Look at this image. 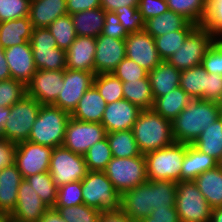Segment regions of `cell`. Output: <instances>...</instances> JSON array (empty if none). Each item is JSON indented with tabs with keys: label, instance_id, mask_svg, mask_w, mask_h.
<instances>
[{
	"label": "cell",
	"instance_id": "cell-4",
	"mask_svg": "<svg viewBox=\"0 0 222 222\" xmlns=\"http://www.w3.org/2000/svg\"><path fill=\"white\" fill-rule=\"evenodd\" d=\"M83 204L100 212L121 209L122 195L104 171H88L81 180Z\"/></svg>",
	"mask_w": 222,
	"mask_h": 222
},
{
	"label": "cell",
	"instance_id": "cell-63",
	"mask_svg": "<svg viewBox=\"0 0 222 222\" xmlns=\"http://www.w3.org/2000/svg\"><path fill=\"white\" fill-rule=\"evenodd\" d=\"M209 222H222V207L213 208Z\"/></svg>",
	"mask_w": 222,
	"mask_h": 222
},
{
	"label": "cell",
	"instance_id": "cell-58",
	"mask_svg": "<svg viewBox=\"0 0 222 222\" xmlns=\"http://www.w3.org/2000/svg\"><path fill=\"white\" fill-rule=\"evenodd\" d=\"M99 222H133L121 209L101 212Z\"/></svg>",
	"mask_w": 222,
	"mask_h": 222
},
{
	"label": "cell",
	"instance_id": "cell-52",
	"mask_svg": "<svg viewBox=\"0 0 222 222\" xmlns=\"http://www.w3.org/2000/svg\"><path fill=\"white\" fill-rule=\"evenodd\" d=\"M101 35L110 36L114 39H126L129 33L120 23V20L115 12L106 11L105 23Z\"/></svg>",
	"mask_w": 222,
	"mask_h": 222
},
{
	"label": "cell",
	"instance_id": "cell-62",
	"mask_svg": "<svg viewBox=\"0 0 222 222\" xmlns=\"http://www.w3.org/2000/svg\"><path fill=\"white\" fill-rule=\"evenodd\" d=\"M10 113V107L0 106V138L4 139V126L8 120V114Z\"/></svg>",
	"mask_w": 222,
	"mask_h": 222
},
{
	"label": "cell",
	"instance_id": "cell-25",
	"mask_svg": "<svg viewBox=\"0 0 222 222\" xmlns=\"http://www.w3.org/2000/svg\"><path fill=\"white\" fill-rule=\"evenodd\" d=\"M105 108V100L92 85L81 97L70 116L83 122L101 123Z\"/></svg>",
	"mask_w": 222,
	"mask_h": 222
},
{
	"label": "cell",
	"instance_id": "cell-24",
	"mask_svg": "<svg viewBox=\"0 0 222 222\" xmlns=\"http://www.w3.org/2000/svg\"><path fill=\"white\" fill-rule=\"evenodd\" d=\"M67 15L66 0H31L29 18L33 28H47L54 20Z\"/></svg>",
	"mask_w": 222,
	"mask_h": 222
},
{
	"label": "cell",
	"instance_id": "cell-51",
	"mask_svg": "<svg viewBox=\"0 0 222 222\" xmlns=\"http://www.w3.org/2000/svg\"><path fill=\"white\" fill-rule=\"evenodd\" d=\"M208 73L222 75V43L215 40L205 53L201 64Z\"/></svg>",
	"mask_w": 222,
	"mask_h": 222
},
{
	"label": "cell",
	"instance_id": "cell-10",
	"mask_svg": "<svg viewBox=\"0 0 222 222\" xmlns=\"http://www.w3.org/2000/svg\"><path fill=\"white\" fill-rule=\"evenodd\" d=\"M88 172L84 155L59 146L52 150L49 174L57 187L81 181Z\"/></svg>",
	"mask_w": 222,
	"mask_h": 222
},
{
	"label": "cell",
	"instance_id": "cell-60",
	"mask_svg": "<svg viewBox=\"0 0 222 222\" xmlns=\"http://www.w3.org/2000/svg\"><path fill=\"white\" fill-rule=\"evenodd\" d=\"M11 79V74L5 59L4 49L0 46V81Z\"/></svg>",
	"mask_w": 222,
	"mask_h": 222
},
{
	"label": "cell",
	"instance_id": "cell-18",
	"mask_svg": "<svg viewBox=\"0 0 222 222\" xmlns=\"http://www.w3.org/2000/svg\"><path fill=\"white\" fill-rule=\"evenodd\" d=\"M48 209L31 184L23 179L19 185L16 207L9 219L16 222H39Z\"/></svg>",
	"mask_w": 222,
	"mask_h": 222
},
{
	"label": "cell",
	"instance_id": "cell-42",
	"mask_svg": "<svg viewBox=\"0 0 222 222\" xmlns=\"http://www.w3.org/2000/svg\"><path fill=\"white\" fill-rule=\"evenodd\" d=\"M88 171H104L112 159V153L107 137L96 142L84 154Z\"/></svg>",
	"mask_w": 222,
	"mask_h": 222
},
{
	"label": "cell",
	"instance_id": "cell-6",
	"mask_svg": "<svg viewBox=\"0 0 222 222\" xmlns=\"http://www.w3.org/2000/svg\"><path fill=\"white\" fill-rule=\"evenodd\" d=\"M104 172L121 195L148 181L144 154L126 158L112 157Z\"/></svg>",
	"mask_w": 222,
	"mask_h": 222
},
{
	"label": "cell",
	"instance_id": "cell-19",
	"mask_svg": "<svg viewBox=\"0 0 222 222\" xmlns=\"http://www.w3.org/2000/svg\"><path fill=\"white\" fill-rule=\"evenodd\" d=\"M141 111L142 109L126 99L115 101L106 104L101 124L107 133L132 130Z\"/></svg>",
	"mask_w": 222,
	"mask_h": 222
},
{
	"label": "cell",
	"instance_id": "cell-59",
	"mask_svg": "<svg viewBox=\"0 0 222 222\" xmlns=\"http://www.w3.org/2000/svg\"><path fill=\"white\" fill-rule=\"evenodd\" d=\"M139 0H101V8L105 11L114 12L120 7H138Z\"/></svg>",
	"mask_w": 222,
	"mask_h": 222
},
{
	"label": "cell",
	"instance_id": "cell-7",
	"mask_svg": "<svg viewBox=\"0 0 222 222\" xmlns=\"http://www.w3.org/2000/svg\"><path fill=\"white\" fill-rule=\"evenodd\" d=\"M41 104L31 96H24L10 107L4 126V139L15 144L28 141Z\"/></svg>",
	"mask_w": 222,
	"mask_h": 222
},
{
	"label": "cell",
	"instance_id": "cell-20",
	"mask_svg": "<svg viewBox=\"0 0 222 222\" xmlns=\"http://www.w3.org/2000/svg\"><path fill=\"white\" fill-rule=\"evenodd\" d=\"M11 78L27 85L36 73L30 41L4 49Z\"/></svg>",
	"mask_w": 222,
	"mask_h": 222
},
{
	"label": "cell",
	"instance_id": "cell-47",
	"mask_svg": "<svg viewBox=\"0 0 222 222\" xmlns=\"http://www.w3.org/2000/svg\"><path fill=\"white\" fill-rule=\"evenodd\" d=\"M128 33L140 32L145 28V20L138 7L123 6L114 11Z\"/></svg>",
	"mask_w": 222,
	"mask_h": 222
},
{
	"label": "cell",
	"instance_id": "cell-41",
	"mask_svg": "<svg viewBox=\"0 0 222 222\" xmlns=\"http://www.w3.org/2000/svg\"><path fill=\"white\" fill-rule=\"evenodd\" d=\"M47 28L55 38L58 48L65 51L77 37L73 19L69 14L57 18Z\"/></svg>",
	"mask_w": 222,
	"mask_h": 222
},
{
	"label": "cell",
	"instance_id": "cell-29",
	"mask_svg": "<svg viewBox=\"0 0 222 222\" xmlns=\"http://www.w3.org/2000/svg\"><path fill=\"white\" fill-rule=\"evenodd\" d=\"M33 26L29 16L0 22V46L3 49L30 41Z\"/></svg>",
	"mask_w": 222,
	"mask_h": 222
},
{
	"label": "cell",
	"instance_id": "cell-44",
	"mask_svg": "<svg viewBox=\"0 0 222 222\" xmlns=\"http://www.w3.org/2000/svg\"><path fill=\"white\" fill-rule=\"evenodd\" d=\"M66 222H99L101 212L85 204L70 207H53Z\"/></svg>",
	"mask_w": 222,
	"mask_h": 222
},
{
	"label": "cell",
	"instance_id": "cell-17",
	"mask_svg": "<svg viewBox=\"0 0 222 222\" xmlns=\"http://www.w3.org/2000/svg\"><path fill=\"white\" fill-rule=\"evenodd\" d=\"M125 57V39H114L113 37L100 34L96 38L95 75L112 73Z\"/></svg>",
	"mask_w": 222,
	"mask_h": 222
},
{
	"label": "cell",
	"instance_id": "cell-46",
	"mask_svg": "<svg viewBox=\"0 0 222 222\" xmlns=\"http://www.w3.org/2000/svg\"><path fill=\"white\" fill-rule=\"evenodd\" d=\"M82 204L81 181L71 182L58 187L57 200L54 207H70Z\"/></svg>",
	"mask_w": 222,
	"mask_h": 222
},
{
	"label": "cell",
	"instance_id": "cell-66",
	"mask_svg": "<svg viewBox=\"0 0 222 222\" xmlns=\"http://www.w3.org/2000/svg\"><path fill=\"white\" fill-rule=\"evenodd\" d=\"M218 166L222 169V158H221V160L218 162Z\"/></svg>",
	"mask_w": 222,
	"mask_h": 222
},
{
	"label": "cell",
	"instance_id": "cell-2",
	"mask_svg": "<svg viewBox=\"0 0 222 222\" xmlns=\"http://www.w3.org/2000/svg\"><path fill=\"white\" fill-rule=\"evenodd\" d=\"M132 131L142 154L164 148L175 142L172 121L159 115L153 108L140 112Z\"/></svg>",
	"mask_w": 222,
	"mask_h": 222
},
{
	"label": "cell",
	"instance_id": "cell-57",
	"mask_svg": "<svg viewBox=\"0 0 222 222\" xmlns=\"http://www.w3.org/2000/svg\"><path fill=\"white\" fill-rule=\"evenodd\" d=\"M101 7V0H66L67 14Z\"/></svg>",
	"mask_w": 222,
	"mask_h": 222
},
{
	"label": "cell",
	"instance_id": "cell-61",
	"mask_svg": "<svg viewBox=\"0 0 222 222\" xmlns=\"http://www.w3.org/2000/svg\"><path fill=\"white\" fill-rule=\"evenodd\" d=\"M39 222H66L60 215V213L54 209L49 208L39 220Z\"/></svg>",
	"mask_w": 222,
	"mask_h": 222
},
{
	"label": "cell",
	"instance_id": "cell-21",
	"mask_svg": "<svg viewBox=\"0 0 222 222\" xmlns=\"http://www.w3.org/2000/svg\"><path fill=\"white\" fill-rule=\"evenodd\" d=\"M121 210L133 222L146 218L153 211L151 180L126 191L121 197Z\"/></svg>",
	"mask_w": 222,
	"mask_h": 222
},
{
	"label": "cell",
	"instance_id": "cell-54",
	"mask_svg": "<svg viewBox=\"0 0 222 222\" xmlns=\"http://www.w3.org/2000/svg\"><path fill=\"white\" fill-rule=\"evenodd\" d=\"M205 100L222 104V75L208 73Z\"/></svg>",
	"mask_w": 222,
	"mask_h": 222
},
{
	"label": "cell",
	"instance_id": "cell-53",
	"mask_svg": "<svg viewBox=\"0 0 222 222\" xmlns=\"http://www.w3.org/2000/svg\"><path fill=\"white\" fill-rule=\"evenodd\" d=\"M138 10L145 21L169 10L166 0H139Z\"/></svg>",
	"mask_w": 222,
	"mask_h": 222
},
{
	"label": "cell",
	"instance_id": "cell-56",
	"mask_svg": "<svg viewBox=\"0 0 222 222\" xmlns=\"http://www.w3.org/2000/svg\"><path fill=\"white\" fill-rule=\"evenodd\" d=\"M16 144L0 138V170L14 163Z\"/></svg>",
	"mask_w": 222,
	"mask_h": 222
},
{
	"label": "cell",
	"instance_id": "cell-5",
	"mask_svg": "<svg viewBox=\"0 0 222 222\" xmlns=\"http://www.w3.org/2000/svg\"><path fill=\"white\" fill-rule=\"evenodd\" d=\"M186 144L174 142L164 148L144 154L148 180L180 182Z\"/></svg>",
	"mask_w": 222,
	"mask_h": 222
},
{
	"label": "cell",
	"instance_id": "cell-26",
	"mask_svg": "<svg viewBox=\"0 0 222 222\" xmlns=\"http://www.w3.org/2000/svg\"><path fill=\"white\" fill-rule=\"evenodd\" d=\"M198 25L171 10L145 21L144 30L153 38L177 30H194Z\"/></svg>",
	"mask_w": 222,
	"mask_h": 222
},
{
	"label": "cell",
	"instance_id": "cell-43",
	"mask_svg": "<svg viewBox=\"0 0 222 222\" xmlns=\"http://www.w3.org/2000/svg\"><path fill=\"white\" fill-rule=\"evenodd\" d=\"M193 30H177L155 37L156 48L163 61L173 55Z\"/></svg>",
	"mask_w": 222,
	"mask_h": 222
},
{
	"label": "cell",
	"instance_id": "cell-22",
	"mask_svg": "<svg viewBox=\"0 0 222 222\" xmlns=\"http://www.w3.org/2000/svg\"><path fill=\"white\" fill-rule=\"evenodd\" d=\"M95 51V37L77 36L75 41L65 51L66 69L90 72L95 75Z\"/></svg>",
	"mask_w": 222,
	"mask_h": 222
},
{
	"label": "cell",
	"instance_id": "cell-64",
	"mask_svg": "<svg viewBox=\"0 0 222 222\" xmlns=\"http://www.w3.org/2000/svg\"><path fill=\"white\" fill-rule=\"evenodd\" d=\"M9 216L5 213L0 212V222H8Z\"/></svg>",
	"mask_w": 222,
	"mask_h": 222
},
{
	"label": "cell",
	"instance_id": "cell-50",
	"mask_svg": "<svg viewBox=\"0 0 222 222\" xmlns=\"http://www.w3.org/2000/svg\"><path fill=\"white\" fill-rule=\"evenodd\" d=\"M112 73L122 82L140 80L148 76L147 70L127 57L117 65Z\"/></svg>",
	"mask_w": 222,
	"mask_h": 222
},
{
	"label": "cell",
	"instance_id": "cell-1",
	"mask_svg": "<svg viewBox=\"0 0 222 222\" xmlns=\"http://www.w3.org/2000/svg\"><path fill=\"white\" fill-rule=\"evenodd\" d=\"M222 116V104L192 99L184 110L172 121L175 142L191 145L204 129Z\"/></svg>",
	"mask_w": 222,
	"mask_h": 222
},
{
	"label": "cell",
	"instance_id": "cell-65",
	"mask_svg": "<svg viewBox=\"0 0 222 222\" xmlns=\"http://www.w3.org/2000/svg\"><path fill=\"white\" fill-rule=\"evenodd\" d=\"M216 40L222 43V32L216 37Z\"/></svg>",
	"mask_w": 222,
	"mask_h": 222
},
{
	"label": "cell",
	"instance_id": "cell-3",
	"mask_svg": "<svg viewBox=\"0 0 222 222\" xmlns=\"http://www.w3.org/2000/svg\"><path fill=\"white\" fill-rule=\"evenodd\" d=\"M70 113L53 105H41L28 141L51 148L62 146Z\"/></svg>",
	"mask_w": 222,
	"mask_h": 222
},
{
	"label": "cell",
	"instance_id": "cell-33",
	"mask_svg": "<svg viewBox=\"0 0 222 222\" xmlns=\"http://www.w3.org/2000/svg\"><path fill=\"white\" fill-rule=\"evenodd\" d=\"M192 145L219 162L222 158V116L204 129Z\"/></svg>",
	"mask_w": 222,
	"mask_h": 222
},
{
	"label": "cell",
	"instance_id": "cell-30",
	"mask_svg": "<svg viewBox=\"0 0 222 222\" xmlns=\"http://www.w3.org/2000/svg\"><path fill=\"white\" fill-rule=\"evenodd\" d=\"M193 181L212 209L222 207V169L219 166L203 172Z\"/></svg>",
	"mask_w": 222,
	"mask_h": 222
},
{
	"label": "cell",
	"instance_id": "cell-13",
	"mask_svg": "<svg viewBox=\"0 0 222 222\" xmlns=\"http://www.w3.org/2000/svg\"><path fill=\"white\" fill-rule=\"evenodd\" d=\"M53 148L23 141L16 144L14 164L23 179L34 174L49 172L50 158Z\"/></svg>",
	"mask_w": 222,
	"mask_h": 222
},
{
	"label": "cell",
	"instance_id": "cell-35",
	"mask_svg": "<svg viewBox=\"0 0 222 222\" xmlns=\"http://www.w3.org/2000/svg\"><path fill=\"white\" fill-rule=\"evenodd\" d=\"M208 72L202 65L181 71L179 86L192 98L205 100Z\"/></svg>",
	"mask_w": 222,
	"mask_h": 222
},
{
	"label": "cell",
	"instance_id": "cell-34",
	"mask_svg": "<svg viewBox=\"0 0 222 222\" xmlns=\"http://www.w3.org/2000/svg\"><path fill=\"white\" fill-rule=\"evenodd\" d=\"M124 99L142 110L152 109L154 97L149 77L144 79L122 82Z\"/></svg>",
	"mask_w": 222,
	"mask_h": 222
},
{
	"label": "cell",
	"instance_id": "cell-32",
	"mask_svg": "<svg viewBox=\"0 0 222 222\" xmlns=\"http://www.w3.org/2000/svg\"><path fill=\"white\" fill-rule=\"evenodd\" d=\"M192 98L180 87L154 101L153 109L165 119L173 121L191 102Z\"/></svg>",
	"mask_w": 222,
	"mask_h": 222
},
{
	"label": "cell",
	"instance_id": "cell-14",
	"mask_svg": "<svg viewBox=\"0 0 222 222\" xmlns=\"http://www.w3.org/2000/svg\"><path fill=\"white\" fill-rule=\"evenodd\" d=\"M94 74L85 71L65 69L61 92L53 104L72 113L84 93L93 85Z\"/></svg>",
	"mask_w": 222,
	"mask_h": 222
},
{
	"label": "cell",
	"instance_id": "cell-40",
	"mask_svg": "<svg viewBox=\"0 0 222 222\" xmlns=\"http://www.w3.org/2000/svg\"><path fill=\"white\" fill-rule=\"evenodd\" d=\"M40 199L49 207L53 208L57 200L58 187L53 182L49 172L34 174L25 178Z\"/></svg>",
	"mask_w": 222,
	"mask_h": 222
},
{
	"label": "cell",
	"instance_id": "cell-8",
	"mask_svg": "<svg viewBox=\"0 0 222 222\" xmlns=\"http://www.w3.org/2000/svg\"><path fill=\"white\" fill-rule=\"evenodd\" d=\"M175 208L181 222H209L212 208L194 181L177 183Z\"/></svg>",
	"mask_w": 222,
	"mask_h": 222
},
{
	"label": "cell",
	"instance_id": "cell-36",
	"mask_svg": "<svg viewBox=\"0 0 222 222\" xmlns=\"http://www.w3.org/2000/svg\"><path fill=\"white\" fill-rule=\"evenodd\" d=\"M112 157L126 158L140 156V152L132 130L116 131L106 134Z\"/></svg>",
	"mask_w": 222,
	"mask_h": 222
},
{
	"label": "cell",
	"instance_id": "cell-11",
	"mask_svg": "<svg viewBox=\"0 0 222 222\" xmlns=\"http://www.w3.org/2000/svg\"><path fill=\"white\" fill-rule=\"evenodd\" d=\"M30 44L37 70H65L66 53L58 48L48 28H33Z\"/></svg>",
	"mask_w": 222,
	"mask_h": 222
},
{
	"label": "cell",
	"instance_id": "cell-31",
	"mask_svg": "<svg viewBox=\"0 0 222 222\" xmlns=\"http://www.w3.org/2000/svg\"><path fill=\"white\" fill-rule=\"evenodd\" d=\"M106 11L99 7L71 15L77 36L97 38L105 23Z\"/></svg>",
	"mask_w": 222,
	"mask_h": 222
},
{
	"label": "cell",
	"instance_id": "cell-16",
	"mask_svg": "<svg viewBox=\"0 0 222 222\" xmlns=\"http://www.w3.org/2000/svg\"><path fill=\"white\" fill-rule=\"evenodd\" d=\"M64 70H37L26 85L27 95L41 105H53L61 92Z\"/></svg>",
	"mask_w": 222,
	"mask_h": 222
},
{
	"label": "cell",
	"instance_id": "cell-38",
	"mask_svg": "<svg viewBox=\"0 0 222 222\" xmlns=\"http://www.w3.org/2000/svg\"><path fill=\"white\" fill-rule=\"evenodd\" d=\"M177 183L171 180H151V199L154 209L175 206Z\"/></svg>",
	"mask_w": 222,
	"mask_h": 222
},
{
	"label": "cell",
	"instance_id": "cell-9",
	"mask_svg": "<svg viewBox=\"0 0 222 222\" xmlns=\"http://www.w3.org/2000/svg\"><path fill=\"white\" fill-rule=\"evenodd\" d=\"M215 40L208 30L198 25L167 61L180 71L201 65L206 51Z\"/></svg>",
	"mask_w": 222,
	"mask_h": 222
},
{
	"label": "cell",
	"instance_id": "cell-15",
	"mask_svg": "<svg viewBox=\"0 0 222 222\" xmlns=\"http://www.w3.org/2000/svg\"><path fill=\"white\" fill-rule=\"evenodd\" d=\"M126 57L150 72L163 60L156 48L155 39L145 30L129 33L125 39Z\"/></svg>",
	"mask_w": 222,
	"mask_h": 222
},
{
	"label": "cell",
	"instance_id": "cell-37",
	"mask_svg": "<svg viewBox=\"0 0 222 222\" xmlns=\"http://www.w3.org/2000/svg\"><path fill=\"white\" fill-rule=\"evenodd\" d=\"M166 3L169 10L183 15L196 25H202L207 10V0H166Z\"/></svg>",
	"mask_w": 222,
	"mask_h": 222
},
{
	"label": "cell",
	"instance_id": "cell-27",
	"mask_svg": "<svg viewBox=\"0 0 222 222\" xmlns=\"http://www.w3.org/2000/svg\"><path fill=\"white\" fill-rule=\"evenodd\" d=\"M218 166V161L206 153L199 151L192 144H186V153L182 162L180 181H193L207 170Z\"/></svg>",
	"mask_w": 222,
	"mask_h": 222
},
{
	"label": "cell",
	"instance_id": "cell-23",
	"mask_svg": "<svg viewBox=\"0 0 222 222\" xmlns=\"http://www.w3.org/2000/svg\"><path fill=\"white\" fill-rule=\"evenodd\" d=\"M22 180V174L14 163L0 170V212L8 216L13 213Z\"/></svg>",
	"mask_w": 222,
	"mask_h": 222
},
{
	"label": "cell",
	"instance_id": "cell-28",
	"mask_svg": "<svg viewBox=\"0 0 222 222\" xmlns=\"http://www.w3.org/2000/svg\"><path fill=\"white\" fill-rule=\"evenodd\" d=\"M181 71L168 61H162L158 66L148 72L154 101L177 88L180 83Z\"/></svg>",
	"mask_w": 222,
	"mask_h": 222
},
{
	"label": "cell",
	"instance_id": "cell-12",
	"mask_svg": "<svg viewBox=\"0 0 222 222\" xmlns=\"http://www.w3.org/2000/svg\"><path fill=\"white\" fill-rule=\"evenodd\" d=\"M106 134L101 123L83 122L70 117L62 146L74 153L84 155L96 142L105 139Z\"/></svg>",
	"mask_w": 222,
	"mask_h": 222
},
{
	"label": "cell",
	"instance_id": "cell-39",
	"mask_svg": "<svg viewBox=\"0 0 222 222\" xmlns=\"http://www.w3.org/2000/svg\"><path fill=\"white\" fill-rule=\"evenodd\" d=\"M93 85L97 88L106 104L124 99L122 81L113 73L96 74Z\"/></svg>",
	"mask_w": 222,
	"mask_h": 222
},
{
	"label": "cell",
	"instance_id": "cell-48",
	"mask_svg": "<svg viewBox=\"0 0 222 222\" xmlns=\"http://www.w3.org/2000/svg\"><path fill=\"white\" fill-rule=\"evenodd\" d=\"M202 26L215 38L222 32V0H207Z\"/></svg>",
	"mask_w": 222,
	"mask_h": 222
},
{
	"label": "cell",
	"instance_id": "cell-55",
	"mask_svg": "<svg viewBox=\"0 0 222 222\" xmlns=\"http://www.w3.org/2000/svg\"><path fill=\"white\" fill-rule=\"evenodd\" d=\"M140 222H181L175 206L154 209Z\"/></svg>",
	"mask_w": 222,
	"mask_h": 222
},
{
	"label": "cell",
	"instance_id": "cell-45",
	"mask_svg": "<svg viewBox=\"0 0 222 222\" xmlns=\"http://www.w3.org/2000/svg\"><path fill=\"white\" fill-rule=\"evenodd\" d=\"M27 95L26 85L15 79L0 81V106L11 107Z\"/></svg>",
	"mask_w": 222,
	"mask_h": 222
},
{
	"label": "cell",
	"instance_id": "cell-49",
	"mask_svg": "<svg viewBox=\"0 0 222 222\" xmlns=\"http://www.w3.org/2000/svg\"><path fill=\"white\" fill-rule=\"evenodd\" d=\"M31 0H0V22L29 16Z\"/></svg>",
	"mask_w": 222,
	"mask_h": 222
}]
</instances>
